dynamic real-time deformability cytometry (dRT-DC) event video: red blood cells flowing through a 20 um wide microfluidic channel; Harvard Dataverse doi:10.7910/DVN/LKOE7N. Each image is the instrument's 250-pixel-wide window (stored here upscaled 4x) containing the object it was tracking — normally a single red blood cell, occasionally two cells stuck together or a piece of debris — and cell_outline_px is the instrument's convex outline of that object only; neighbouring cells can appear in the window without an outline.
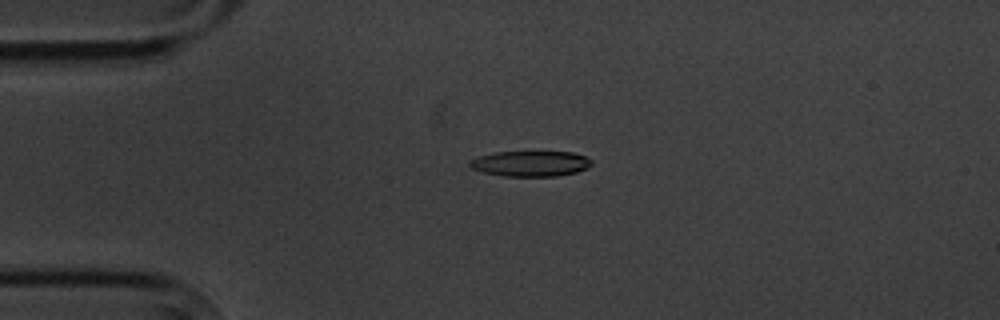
{"species": "common noctule bat (a hibernating species)", "species_latin": "Nyctalus noctula", "temperature_condition": "cold", "stored_images_in_passage": 4, "camera_frame_rate_fps": 3000, "um_per_image_px": 0.085, "animal": {"sex": "male", "body_mass_g": 20.1, "forearm_length_mm": 53.5}, "frame": {"image": 1, "passage_image": 3, "time_ms": 2.333, "image_size_px": [1000, 320], "cell_outline_px": [[592, 164], [588, 168], [576, 172], [556, 176], [504, 176], [484, 172], [472, 168], [468, 164], [468, 160], [480, 156], [496, 152], [572, 152], [584, 156], [592, 160]], "centroid_in_image_um": [45.1, 13.91], "position_along_channel_um": 39.9, "area_um2": 18.03}}